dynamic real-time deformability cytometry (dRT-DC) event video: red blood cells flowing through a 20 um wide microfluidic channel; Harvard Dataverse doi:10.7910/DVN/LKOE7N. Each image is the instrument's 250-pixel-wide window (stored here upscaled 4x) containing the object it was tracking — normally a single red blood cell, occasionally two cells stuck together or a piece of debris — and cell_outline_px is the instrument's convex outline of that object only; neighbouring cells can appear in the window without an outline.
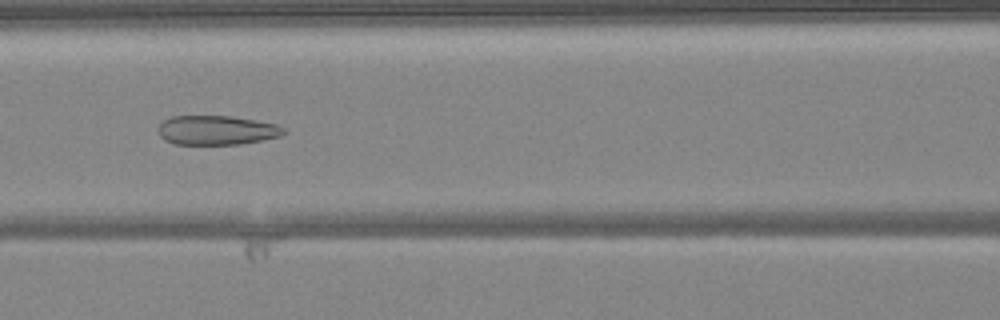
{"species": "common noctule bat (a hibernating species)", "species_latin": "Nyctalus noctula", "temperature_condition": "warm", "stored_images_in_passage": 50, "camera_frame_rate_fps": 3000, "um_per_image_px": 0.085, "animal": {"sex": "female", "body_mass_g": 24.6, "forearm_length_mm": 56.2}, "frame": {"image": 1, "passage_image": 22, "time_ms": 7.0, "image_size_px": [1000, 320], "cell_outline_px": [[284, 132], [280, 136], [264, 140], [240, 144], [176, 144], [164, 140], [160, 136], [160, 124], [164, 120], [172, 116], [232, 116], [276, 124], [284, 128]], "centroid_in_image_um": [18.42, 11.07], "position_along_channel_um": 148.2, "area_um2": 21.27}}
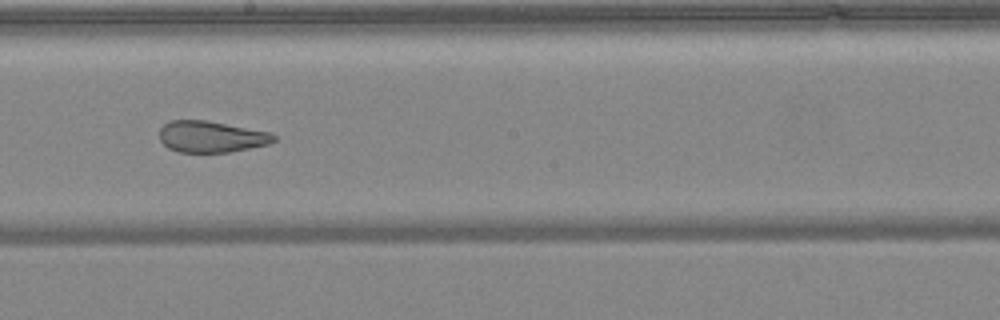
{"frame": {"image": 2, "passage_image": 28, "time_ms": 9.0, "image_size_px": [1000, 320], "cell_outline_px": [[276, 140], [268, 144], [228, 152], [180, 152], [168, 148], [160, 140], [160, 128], [164, 124], [172, 120], [204, 120], [272, 132], [276, 136]], "centroid_in_image_um": [17.96, 11.61], "position_along_channel_um": 230.2, "area_um2": 20.81}}
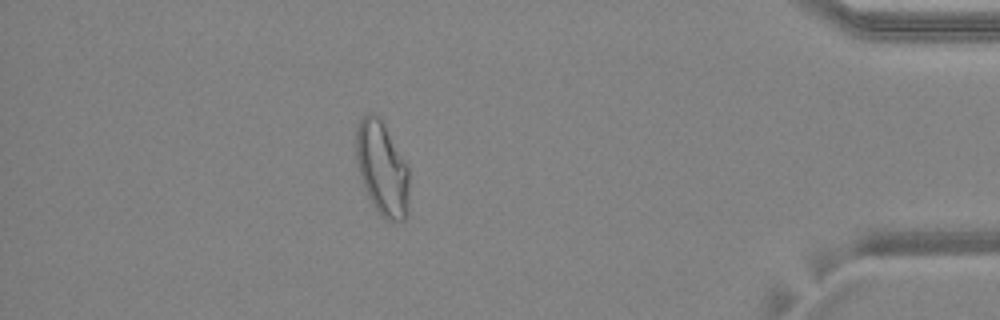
{"frame": {"image": 3, "passage_image": 44, "time_ms": 14.333, "image_size_px": [1000, 320], "cell_outline_px": [[408, 216], [404, 220], [388, 220], [380, 216], [372, 204], [368, 196], [360, 176], [356, 164], [356, 128], [360, 120], [368, 112], [376, 112], [384, 124], [408, 168]], "centroid_in_image_um": [32.46, 14.33], "position_along_channel_um": 402.7, "area_um2": 29.02}, "authors_computed_cell_mechanics": {"area_um2": 28.0619, "velocity_mm_per_s": 4.1185, "shape_relaxation_time_tau1_ms": null, "shape_relaxation_time_tau2_ms": 1.4351, "deformation_change_tau1": null, "deformation_change_tau2": 0.0894}}